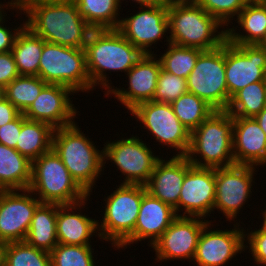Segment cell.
I'll return each instance as SVG.
<instances>
[{
    "label": "cell",
    "mask_w": 266,
    "mask_h": 266,
    "mask_svg": "<svg viewBox=\"0 0 266 266\" xmlns=\"http://www.w3.org/2000/svg\"><path fill=\"white\" fill-rule=\"evenodd\" d=\"M46 85L39 76L19 75L5 87V98L24 113Z\"/></svg>",
    "instance_id": "33"
},
{
    "label": "cell",
    "mask_w": 266,
    "mask_h": 266,
    "mask_svg": "<svg viewBox=\"0 0 266 266\" xmlns=\"http://www.w3.org/2000/svg\"><path fill=\"white\" fill-rule=\"evenodd\" d=\"M58 204L41 203L34 212L25 242L35 248L51 252L58 244Z\"/></svg>",
    "instance_id": "27"
},
{
    "label": "cell",
    "mask_w": 266,
    "mask_h": 266,
    "mask_svg": "<svg viewBox=\"0 0 266 266\" xmlns=\"http://www.w3.org/2000/svg\"><path fill=\"white\" fill-rule=\"evenodd\" d=\"M192 166L186 156L175 155L166 161L160 158L145 184L146 191L175 208L178 205L185 175Z\"/></svg>",
    "instance_id": "22"
},
{
    "label": "cell",
    "mask_w": 266,
    "mask_h": 266,
    "mask_svg": "<svg viewBox=\"0 0 266 266\" xmlns=\"http://www.w3.org/2000/svg\"><path fill=\"white\" fill-rule=\"evenodd\" d=\"M18 191L0 190V244L24 241L34 212L41 204L29 189Z\"/></svg>",
    "instance_id": "14"
},
{
    "label": "cell",
    "mask_w": 266,
    "mask_h": 266,
    "mask_svg": "<svg viewBox=\"0 0 266 266\" xmlns=\"http://www.w3.org/2000/svg\"><path fill=\"white\" fill-rule=\"evenodd\" d=\"M104 164L106 160L114 163L125 176L123 184L145 185L154 169L156 157L151 148H148L139 137L133 136L126 139L107 142L103 148ZM106 159V160H105Z\"/></svg>",
    "instance_id": "12"
},
{
    "label": "cell",
    "mask_w": 266,
    "mask_h": 266,
    "mask_svg": "<svg viewBox=\"0 0 266 266\" xmlns=\"http://www.w3.org/2000/svg\"><path fill=\"white\" fill-rule=\"evenodd\" d=\"M232 134L231 114L226 110L213 111L191 132L187 159L196 167L222 168L235 165ZM197 156L204 162L197 159Z\"/></svg>",
    "instance_id": "5"
},
{
    "label": "cell",
    "mask_w": 266,
    "mask_h": 266,
    "mask_svg": "<svg viewBox=\"0 0 266 266\" xmlns=\"http://www.w3.org/2000/svg\"><path fill=\"white\" fill-rule=\"evenodd\" d=\"M22 126V113L14 120L0 127V144L15 149Z\"/></svg>",
    "instance_id": "40"
},
{
    "label": "cell",
    "mask_w": 266,
    "mask_h": 266,
    "mask_svg": "<svg viewBox=\"0 0 266 266\" xmlns=\"http://www.w3.org/2000/svg\"><path fill=\"white\" fill-rule=\"evenodd\" d=\"M72 93L75 92L67 86L47 84L23 115L28 120L48 123L54 129L71 125L78 112L69 97Z\"/></svg>",
    "instance_id": "18"
},
{
    "label": "cell",
    "mask_w": 266,
    "mask_h": 266,
    "mask_svg": "<svg viewBox=\"0 0 266 266\" xmlns=\"http://www.w3.org/2000/svg\"><path fill=\"white\" fill-rule=\"evenodd\" d=\"M19 11L34 34L45 41L71 48H84L93 30L78 12L73 0H32Z\"/></svg>",
    "instance_id": "1"
},
{
    "label": "cell",
    "mask_w": 266,
    "mask_h": 266,
    "mask_svg": "<svg viewBox=\"0 0 266 266\" xmlns=\"http://www.w3.org/2000/svg\"><path fill=\"white\" fill-rule=\"evenodd\" d=\"M155 54H143L136 64L127 72L129 87L127 90L111 88L106 96L113 94L128 111L146 101H152L158 77L161 71L160 60Z\"/></svg>",
    "instance_id": "20"
},
{
    "label": "cell",
    "mask_w": 266,
    "mask_h": 266,
    "mask_svg": "<svg viewBox=\"0 0 266 266\" xmlns=\"http://www.w3.org/2000/svg\"><path fill=\"white\" fill-rule=\"evenodd\" d=\"M5 98V87L0 85V102Z\"/></svg>",
    "instance_id": "48"
},
{
    "label": "cell",
    "mask_w": 266,
    "mask_h": 266,
    "mask_svg": "<svg viewBox=\"0 0 266 266\" xmlns=\"http://www.w3.org/2000/svg\"><path fill=\"white\" fill-rule=\"evenodd\" d=\"M146 192L145 185L121 183L104 200L106 205L101 224H98V237L118 247L134 231Z\"/></svg>",
    "instance_id": "8"
},
{
    "label": "cell",
    "mask_w": 266,
    "mask_h": 266,
    "mask_svg": "<svg viewBox=\"0 0 266 266\" xmlns=\"http://www.w3.org/2000/svg\"><path fill=\"white\" fill-rule=\"evenodd\" d=\"M177 217L172 206L146 192L142 198L134 231L116 248H123L146 238L150 240L152 247Z\"/></svg>",
    "instance_id": "21"
},
{
    "label": "cell",
    "mask_w": 266,
    "mask_h": 266,
    "mask_svg": "<svg viewBox=\"0 0 266 266\" xmlns=\"http://www.w3.org/2000/svg\"><path fill=\"white\" fill-rule=\"evenodd\" d=\"M186 82L188 92L200 97L214 110H226L228 88L225 77V42L198 56Z\"/></svg>",
    "instance_id": "9"
},
{
    "label": "cell",
    "mask_w": 266,
    "mask_h": 266,
    "mask_svg": "<svg viewBox=\"0 0 266 266\" xmlns=\"http://www.w3.org/2000/svg\"><path fill=\"white\" fill-rule=\"evenodd\" d=\"M237 23L246 33L226 29L231 44L260 45L266 37V0H251L237 16Z\"/></svg>",
    "instance_id": "25"
},
{
    "label": "cell",
    "mask_w": 266,
    "mask_h": 266,
    "mask_svg": "<svg viewBox=\"0 0 266 266\" xmlns=\"http://www.w3.org/2000/svg\"><path fill=\"white\" fill-rule=\"evenodd\" d=\"M44 39L24 26L17 34L12 54L20 75L38 76Z\"/></svg>",
    "instance_id": "29"
},
{
    "label": "cell",
    "mask_w": 266,
    "mask_h": 266,
    "mask_svg": "<svg viewBox=\"0 0 266 266\" xmlns=\"http://www.w3.org/2000/svg\"><path fill=\"white\" fill-rule=\"evenodd\" d=\"M261 214L264 218L262 226L266 229V209Z\"/></svg>",
    "instance_id": "49"
},
{
    "label": "cell",
    "mask_w": 266,
    "mask_h": 266,
    "mask_svg": "<svg viewBox=\"0 0 266 266\" xmlns=\"http://www.w3.org/2000/svg\"><path fill=\"white\" fill-rule=\"evenodd\" d=\"M84 50L92 87L100 84L107 92L112 87L106 71L128 72L143 56L117 29L92 30Z\"/></svg>",
    "instance_id": "3"
},
{
    "label": "cell",
    "mask_w": 266,
    "mask_h": 266,
    "mask_svg": "<svg viewBox=\"0 0 266 266\" xmlns=\"http://www.w3.org/2000/svg\"><path fill=\"white\" fill-rule=\"evenodd\" d=\"M255 167L233 165L215 168L214 209H219L229 221H235L239 210L250 198Z\"/></svg>",
    "instance_id": "13"
},
{
    "label": "cell",
    "mask_w": 266,
    "mask_h": 266,
    "mask_svg": "<svg viewBox=\"0 0 266 266\" xmlns=\"http://www.w3.org/2000/svg\"><path fill=\"white\" fill-rule=\"evenodd\" d=\"M81 17L93 30L117 29L120 24L118 0H73ZM117 17V18H116ZM119 18V19H118Z\"/></svg>",
    "instance_id": "30"
},
{
    "label": "cell",
    "mask_w": 266,
    "mask_h": 266,
    "mask_svg": "<svg viewBox=\"0 0 266 266\" xmlns=\"http://www.w3.org/2000/svg\"><path fill=\"white\" fill-rule=\"evenodd\" d=\"M171 106L174 114L190 133L215 111L204 100L190 92L181 95Z\"/></svg>",
    "instance_id": "34"
},
{
    "label": "cell",
    "mask_w": 266,
    "mask_h": 266,
    "mask_svg": "<svg viewBox=\"0 0 266 266\" xmlns=\"http://www.w3.org/2000/svg\"><path fill=\"white\" fill-rule=\"evenodd\" d=\"M249 243L254 261L259 265L266 266V229L261 226L258 230L244 234ZM247 235V236H246Z\"/></svg>",
    "instance_id": "39"
},
{
    "label": "cell",
    "mask_w": 266,
    "mask_h": 266,
    "mask_svg": "<svg viewBox=\"0 0 266 266\" xmlns=\"http://www.w3.org/2000/svg\"><path fill=\"white\" fill-rule=\"evenodd\" d=\"M209 222L199 237L195 257L197 266H224L237 254L245 250V231L239 223L232 230H210ZM209 227V229H208ZM241 251V252H240Z\"/></svg>",
    "instance_id": "19"
},
{
    "label": "cell",
    "mask_w": 266,
    "mask_h": 266,
    "mask_svg": "<svg viewBox=\"0 0 266 266\" xmlns=\"http://www.w3.org/2000/svg\"><path fill=\"white\" fill-rule=\"evenodd\" d=\"M19 114V110L4 98L0 102V127L14 120Z\"/></svg>",
    "instance_id": "43"
},
{
    "label": "cell",
    "mask_w": 266,
    "mask_h": 266,
    "mask_svg": "<svg viewBox=\"0 0 266 266\" xmlns=\"http://www.w3.org/2000/svg\"><path fill=\"white\" fill-rule=\"evenodd\" d=\"M76 125L73 123L55 128L52 149L60 157L71 177L90 196L97 177L99 178L105 166L104 151H99Z\"/></svg>",
    "instance_id": "4"
},
{
    "label": "cell",
    "mask_w": 266,
    "mask_h": 266,
    "mask_svg": "<svg viewBox=\"0 0 266 266\" xmlns=\"http://www.w3.org/2000/svg\"><path fill=\"white\" fill-rule=\"evenodd\" d=\"M232 143L236 165H266V134L253 117H233Z\"/></svg>",
    "instance_id": "23"
},
{
    "label": "cell",
    "mask_w": 266,
    "mask_h": 266,
    "mask_svg": "<svg viewBox=\"0 0 266 266\" xmlns=\"http://www.w3.org/2000/svg\"><path fill=\"white\" fill-rule=\"evenodd\" d=\"M85 201H88L87 198L75 204L58 205L56 227L59 244L90 245V238L99 232L98 220L73 211L85 208Z\"/></svg>",
    "instance_id": "24"
},
{
    "label": "cell",
    "mask_w": 266,
    "mask_h": 266,
    "mask_svg": "<svg viewBox=\"0 0 266 266\" xmlns=\"http://www.w3.org/2000/svg\"><path fill=\"white\" fill-rule=\"evenodd\" d=\"M130 113L143 123L156 141L179 150L176 156L187 155L191 133L174 114L170 103L146 101L135 106Z\"/></svg>",
    "instance_id": "10"
},
{
    "label": "cell",
    "mask_w": 266,
    "mask_h": 266,
    "mask_svg": "<svg viewBox=\"0 0 266 266\" xmlns=\"http://www.w3.org/2000/svg\"><path fill=\"white\" fill-rule=\"evenodd\" d=\"M215 193V168L192 166L185 175L178 205L174 208L177 216L201 219L210 216L214 211ZM181 208L185 210L182 215L179 214V210L183 211Z\"/></svg>",
    "instance_id": "17"
},
{
    "label": "cell",
    "mask_w": 266,
    "mask_h": 266,
    "mask_svg": "<svg viewBox=\"0 0 266 266\" xmlns=\"http://www.w3.org/2000/svg\"><path fill=\"white\" fill-rule=\"evenodd\" d=\"M4 6H5V8H6V7H8V6H9V7L11 6L9 9H11V8H13V9H14V8H15V7L12 5V3H11V2H8L6 5H5V4H2V3H0V22H2V21H4V20H5V18H4V17H5L6 15H5L4 11H3V9H4ZM2 12L4 13V15H2V14H3ZM3 16H4V17H3ZM3 19H4V20H3Z\"/></svg>",
    "instance_id": "47"
},
{
    "label": "cell",
    "mask_w": 266,
    "mask_h": 266,
    "mask_svg": "<svg viewBox=\"0 0 266 266\" xmlns=\"http://www.w3.org/2000/svg\"><path fill=\"white\" fill-rule=\"evenodd\" d=\"M2 266H51L50 252L25 241L2 244Z\"/></svg>",
    "instance_id": "32"
},
{
    "label": "cell",
    "mask_w": 266,
    "mask_h": 266,
    "mask_svg": "<svg viewBox=\"0 0 266 266\" xmlns=\"http://www.w3.org/2000/svg\"><path fill=\"white\" fill-rule=\"evenodd\" d=\"M3 23V21L0 22V53L12 50L17 34L25 26L24 22L22 25H20V27L17 29L15 28L12 32V30L10 31L6 26L4 27V25H2Z\"/></svg>",
    "instance_id": "42"
},
{
    "label": "cell",
    "mask_w": 266,
    "mask_h": 266,
    "mask_svg": "<svg viewBox=\"0 0 266 266\" xmlns=\"http://www.w3.org/2000/svg\"><path fill=\"white\" fill-rule=\"evenodd\" d=\"M253 118L257 121L260 128L266 134V106Z\"/></svg>",
    "instance_id": "44"
},
{
    "label": "cell",
    "mask_w": 266,
    "mask_h": 266,
    "mask_svg": "<svg viewBox=\"0 0 266 266\" xmlns=\"http://www.w3.org/2000/svg\"><path fill=\"white\" fill-rule=\"evenodd\" d=\"M32 0H11L12 5L16 8H23L28 2Z\"/></svg>",
    "instance_id": "46"
},
{
    "label": "cell",
    "mask_w": 266,
    "mask_h": 266,
    "mask_svg": "<svg viewBox=\"0 0 266 266\" xmlns=\"http://www.w3.org/2000/svg\"><path fill=\"white\" fill-rule=\"evenodd\" d=\"M91 245L57 244L50 252L51 266H94Z\"/></svg>",
    "instance_id": "36"
},
{
    "label": "cell",
    "mask_w": 266,
    "mask_h": 266,
    "mask_svg": "<svg viewBox=\"0 0 266 266\" xmlns=\"http://www.w3.org/2000/svg\"><path fill=\"white\" fill-rule=\"evenodd\" d=\"M118 1H119V4L122 3V2H120L121 0H118ZM132 1L140 4L141 7L142 6L144 7V6H149V5H153L156 3H162V2H165L167 0H132Z\"/></svg>",
    "instance_id": "45"
},
{
    "label": "cell",
    "mask_w": 266,
    "mask_h": 266,
    "mask_svg": "<svg viewBox=\"0 0 266 266\" xmlns=\"http://www.w3.org/2000/svg\"><path fill=\"white\" fill-rule=\"evenodd\" d=\"M202 52L198 48L169 43L166 52L157 59L160 60L163 70L186 79L195 67L198 56Z\"/></svg>",
    "instance_id": "35"
},
{
    "label": "cell",
    "mask_w": 266,
    "mask_h": 266,
    "mask_svg": "<svg viewBox=\"0 0 266 266\" xmlns=\"http://www.w3.org/2000/svg\"><path fill=\"white\" fill-rule=\"evenodd\" d=\"M225 77L230 98L249 84L266 81V49L225 41Z\"/></svg>",
    "instance_id": "11"
},
{
    "label": "cell",
    "mask_w": 266,
    "mask_h": 266,
    "mask_svg": "<svg viewBox=\"0 0 266 266\" xmlns=\"http://www.w3.org/2000/svg\"><path fill=\"white\" fill-rule=\"evenodd\" d=\"M260 45L266 49V37Z\"/></svg>",
    "instance_id": "51"
},
{
    "label": "cell",
    "mask_w": 266,
    "mask_h": 266,
    "mask_svg": "<svg viewBox=\"0 0 266 266\" xmlns=\"http://www.w3.org/2000/svg\"><path fill=\"white\" fill-rule=\"evenodd\" d=\"M209 222L200 217L178 216L153 244L155 260H193L201 232Z\"/></svg>",
    "instance_id": "16"
},
{
    "label": "cell",
    "mask_w": 266,
    "mask_h": 266,
    "mask_svg": "<svg viewBox=\"0 0 266 266\" xmlns=\"http://www.w3.org/2000/svg\"><path fill=\"white\" fill-rule=\"evenodd\" d=\"M32 162L16 149L0 144V190L28 189Z\"/></svg>",
    "instance_id": "26"
},
{
    "label": "cell",
    "mask_w": 266,
    "mask_h": 266,
    "mask_svg": "<svg viewBox=\"0 0 266 266\" xmlns=\"http://www.w3.org/2000/svg\"><path fill=\"white\" fill-rule=\"evenodd\" d=\"M28 189L41 203L70 205L89 198L53 149L32 161Z\"/></svg>",
    "instance_id": "6"
},
{
    "label": "cell",
    "mask_w": 266,
    "mask_h": 266,
    "mask_svg": "<svg viewBox=\"0 0 266 266\" xmlns=\"http://www.w3.org/2000/svg\"><path fill=\"white\" fill-rule=\"evenodd\" d=\"M0 266H2V244H0Z\"/></svg>",
    "instance_id": "50"
},
{
    "label": "cell",
    "mask_w": 266,
    "mask_h": 266,
    "mask_svg": "<svg viewBox=\"0 0 266 266\" xmlns=\"http://www.w3.org/2000/svg\"><path fill=\"white\" fill-rule=\"evenodd\" d=\"M54 128L42 121H32L22 113V126L15 149L31 162L52 149Z\"/></svg>",
    "instance_id": "28"
},
{
    "label": "cell",
    "mask_w": 266,
    "mask_h": 266,
    "mask_svg": "<svg viewBox=\"0 0 266 266\" xmlns=\"http://www.w3.org/2000/svg\"><path fill=\"white\" fill-rule=\"evenodd\" d=\"M38 76L47 84H61L75 93L93 90L84 48H71L44 40Z\"/></svg>",
    "instance_id": "7"
},
{
    "label": "cell",
    "mask_w": 266,
    "mask_h": 266,
    "mask_svg": "<svg viewBox=\"0 0 266 266\" xmlns=\"http://www.w3.org/2000/svg\"><path fill=\"white\" fill-rule=\"evenodd\" d=\"M208 14L216 18L223 26H228L235 15L245 8L251 0H194Z\"/></svg>",
    "instance_id": "38"
},
{
    "label": "cell",
    "mask_w": 266,
    "mask_h": 266,
    "mask_svg": "<svg viewBox=\"0 0 266 266\" xmlns=\"http://www.w3.org/2000/svg\"><path fill=\"white\" fill-rule=\"evenodd\" d=\"M187 92L185 78L178 77L161 68L153 101L171 104Z\"/></svg>",
    "instance_id": "37"
},
{
    "label": "cell",
    "mask_w": 266,
    "mask_h": 266,
    "mask_svg": "<svg viewBox=\"0 0 266 266\" xmlns=\"http://www.w3.org/2000/svg\"><path fill=\"white\" fill-rule=\"evenodd\" d=\"M19 75L12 52L0 53V85L6 87Z\"/></svg>",
    "instance_id": "41"
},
{
    "label": "cell",
    "mask_w": 266,
    "mask_h": 266,
    "mask_svg": "<svg viewBox=\"0 0 266 266\" xmlns=\"http://www.w3.org/2000/svg\"><path fill=\"white\" fill-rule=\"evenodd\" d=\"M266 106V81L247 85L236 92L226 108L232 117H254Z\"/></svg>",
    "instance_id": "31"
},
{
    "label": "cell",
    "mask_w": 266,
    "mask_h": 266,
    "mask_svg": "<svg viewBox=\"0 0 266 266\" xmlns=\"http://www.w3.org/2000/svg\"><path fill=\"white\" fill-rule=\"evenodd\" d=\"M168 26L166 41L179 46L207 51L227 40L226 29L217 30L223 25L194 0H168Z\"/></svg>",
    "instance_id": "2"
},
{
    "label": "cell",
    "mask_w": 266,
    "mask_h": 266,
    "mask_svg": "<svg viewBox=\"0 0 266 266\" xmlns=\"http://www.w3.org/2000/svg\"><path fill=\"white\" fill-rule=\"evenodd\" d=\"M139 8L135 15L122 18L117 30L143 54H153L148 48L169 31L168 0Z\"/></svg>",
    "instance_id": "15"
}]
</instances>
